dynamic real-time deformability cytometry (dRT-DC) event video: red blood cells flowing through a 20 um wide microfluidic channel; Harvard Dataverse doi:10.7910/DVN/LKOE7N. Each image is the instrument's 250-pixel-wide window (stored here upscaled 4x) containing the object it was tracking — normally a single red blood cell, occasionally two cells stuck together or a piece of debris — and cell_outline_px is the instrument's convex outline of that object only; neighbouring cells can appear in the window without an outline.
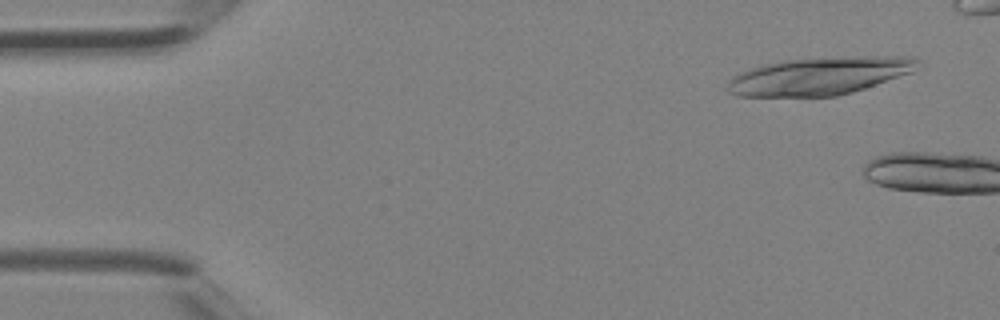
{"species": "Egyptian fruit bat (a non-hibernating species)", "species_latin": "Rousettus aegyptiacus", "temperature_condition": "room temperature", "stored_images_in_passage": 2, "camera_frame_rate_fps": 3000, "um_per_image_px": 0.085, "animal": {"sex": "female"}, "frame": {"image": 1, "passage_image": 1, "time_ms": 0.0, "image_size_px": [1000, 320], "cell_outline_px": [[920, 68], [912, 72], [852, 92], [836, 96], [736, 96], [728, 92], [728, 80], [732, 76], [740, 72], [764, 64], [784, 60], [864, 56], [912, 56], [920, 60]], "centroid_in_image_um": [69.68, 6.45], "position_along_channel_um": 15.3, "area_um2": 41.67}}